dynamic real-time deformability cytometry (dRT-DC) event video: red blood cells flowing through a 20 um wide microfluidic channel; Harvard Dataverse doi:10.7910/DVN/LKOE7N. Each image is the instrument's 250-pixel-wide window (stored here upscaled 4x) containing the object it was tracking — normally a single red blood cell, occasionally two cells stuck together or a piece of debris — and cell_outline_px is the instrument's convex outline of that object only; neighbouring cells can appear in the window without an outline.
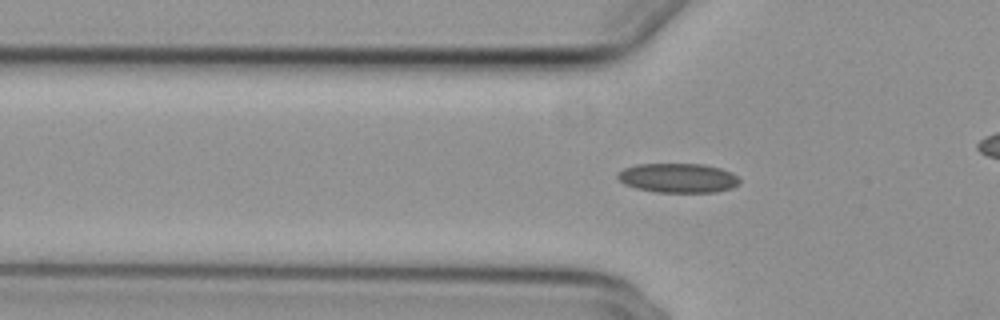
{"species": "common noctule bat (a hibernating species)", "species_latin": "Nyctalus noctula", "temperature_condition": "cold", "stored_images_in_passage": 39, "camera_frame_rate_fps": 3000, "um_per_image_px": 0.085, "animal": {"sex": "female", "body_mass_g": 29.2, "forearm_length_mm": 56.3}, "frame": {"image": 1, "passage_image": 7, "time_ms": 2.0, "image_size_px": [1000, 320], "cell_outline_px": [[740, 184], [732, 188], [716, 192], [656, 192], [636, 188], [624, 184], [616, 176], [624, 168], [636, 164], [704, 164], [720, 168], [732, 172], [740, 180]], "centroid_in_image_um": [57.65, 15.13], "position_along_channel_um": 68.1, "area_um2": 20.92}}
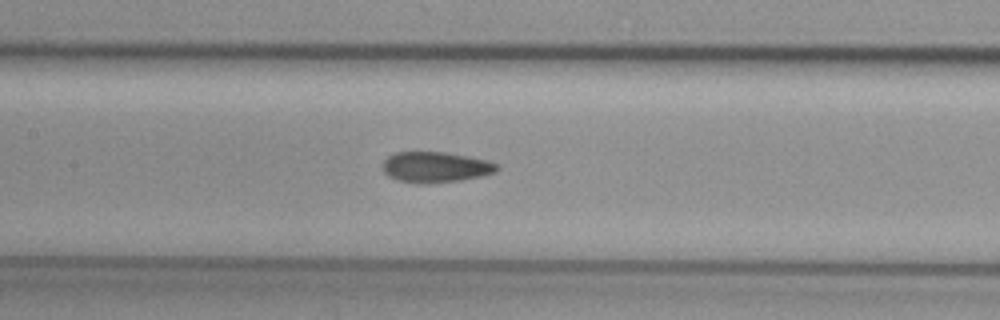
{"frame": {"image": 2, "passage_image": 15, "time_ms": 4.667, "image_size_px": [1000, 320], "cell_outline_px": [[500, 168], [496, 172], [480, 176], [460, 180], [424, 184], [416, 184], [396, 180], [388, 176], [384, 172], [380, 164], [388, 156], [396, 152], [444, 152], [484, 160], [496, 164]], "centroid_in_image_um": [36.94, 14.22], "position_along_channel_um": 170.5, "area_um2": 20.4}}
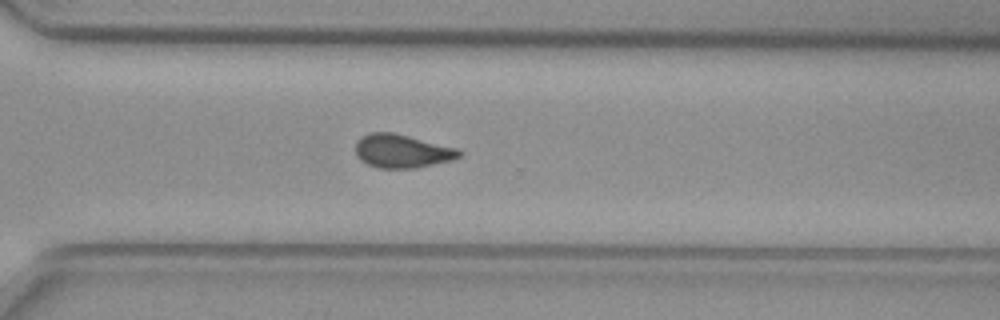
{"frame": {"image": 3, "passage_image": 28, "time_ms": 9.0, "image_size_px": [1000, 320], "cell_outline_px": [[464, 152], [460, 156], [452, 160], [416, 168], [376, 168], [360, 160], [356, 156], [356, 140], [360, 136], [368, 132], [392, 132], [456, 148]], "centroid_in_image_um": [34.13, 12.84], "position_along_channel_um": 336.5, "area_um2": 20.29}, "authors_computed_cell_mechanics": {"area_um2": 20.23, "velocity_mm_per_s": 3.8463, "shape_relaxation_time_tau1_ms": null, "shape_relaxation_time_tau2_ms": 2.4815, "deformation_change_tau1": null, "deformation_change_tau2": 0.0782}}